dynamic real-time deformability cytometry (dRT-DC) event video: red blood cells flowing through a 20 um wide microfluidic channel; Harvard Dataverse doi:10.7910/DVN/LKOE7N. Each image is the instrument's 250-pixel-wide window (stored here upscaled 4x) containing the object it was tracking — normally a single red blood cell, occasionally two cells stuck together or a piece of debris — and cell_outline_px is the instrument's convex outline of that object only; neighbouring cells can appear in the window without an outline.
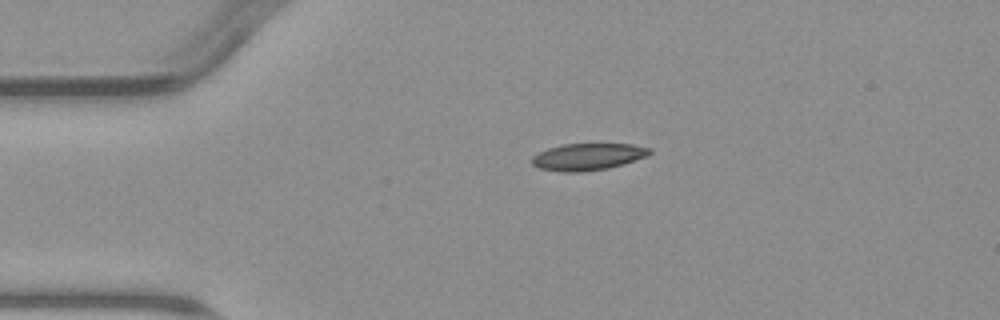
{"species": "common noctule bat (a hibernating species)", "species_latin": "Nyctalus noctula", "temperature_condition": "warm", "stored_images_in_passage": 2, "camera_frame_rate_fps": 3000, "um_per_image_px": 0.085, "animal": {"sex": "male", "body_mass_g": 23.1, "forearm_length_mm": 52.7}, "frame": {"image": 1, "passage_image": 1, "time_ms": 0.0, "image_size_px": [1000, 320], "cell_outline_px": [[652, 152], [648, 156], [624, 164], [608, 168], [580, 172], [560, 172], [540, 168], [532, 164], [532, 156], [548, 148], [560, 144], [632, 144], [652, 148]], "centroid_in_image_um": [49.99, 13.32], "position_along_channel_um": 35.0, "area_um2": 18.55}}